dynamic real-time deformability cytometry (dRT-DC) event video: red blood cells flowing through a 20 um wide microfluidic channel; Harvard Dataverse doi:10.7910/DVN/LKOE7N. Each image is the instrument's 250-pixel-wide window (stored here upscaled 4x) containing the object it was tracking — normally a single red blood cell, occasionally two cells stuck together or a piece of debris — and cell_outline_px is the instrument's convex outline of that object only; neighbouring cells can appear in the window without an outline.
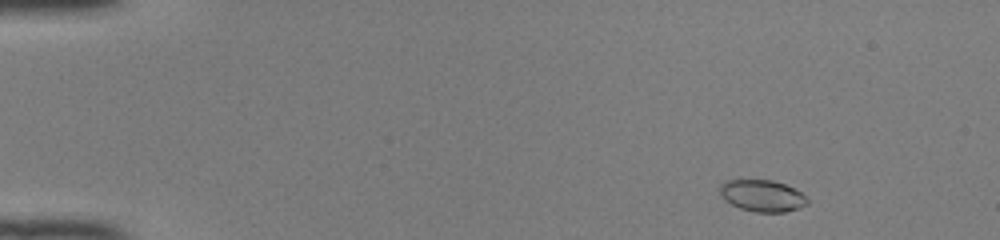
{"species": "common noctule bat (a hibernating species)", "species_latin": "Nyctalus noctula", "temperature_condition": "room temperature", "stored_images_in_passage": 47, "camera_frame_rate_fps": 3000, "um_per_image_px": 0.085, "animal": {"sex": "female", "body_mass_g": 22.0, "forearm_length_mm": 56.7}, "frame": {"image": 1, "passage_image": 3, "time_ms": 0.667, "image_size_px": [1000, 240], "cell_outline_px": [[808, 204], [784, 212], [756, 212], [740, 208], [724, 200], [720, 196], [720, 188], [724, 180], [772, 180], [784, 184], [800, 192], [808, 200]], "centroid_in_image_um": [64.75, 16.63], "position_along_channel_um": 20.2, "area_um2": 15.95}}
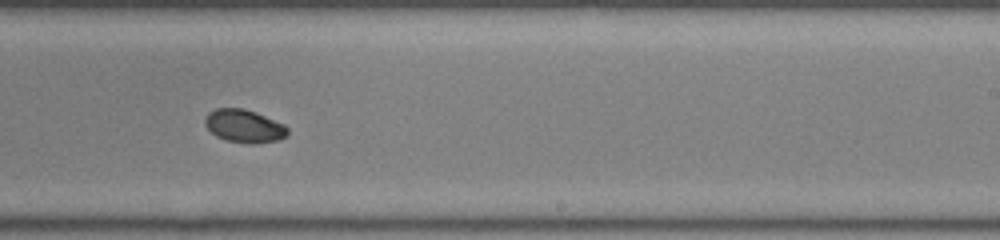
{"frame": {"image": 2, "passage_image": 29, "time_ms": 9.333, "image_size_px": [1000, 240], "cell_outline_px": [[288, 136], [280, 140], [252, 144], [248, 144], [224, 140], [216, 136], [204, 124], [204, 120], [208, 112], [216, 108], [244, 108], [256, 112], [284, 124], [288, 128]], "centroid_in_image_um": [20.77, 10.72], "position_along_channel_um": 268.2, "area_um2": 16.13}}
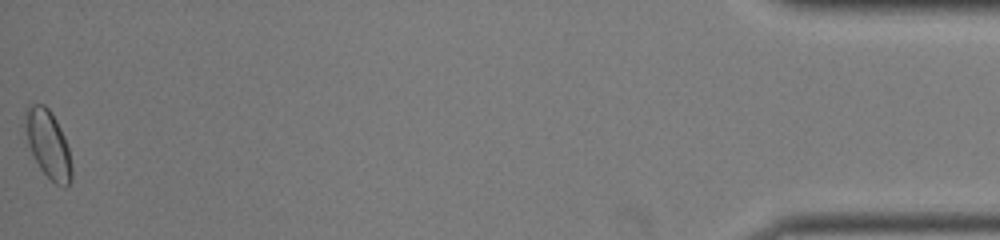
{"frame": {"image": 3, "passage_image": 47, "time_ms": 15.333, "image_size_px": [1000, 240], "cell_outline_px": [[72, 180], [64, 188], [56, 184], [40, 168], [28, 144], [24, 128], [24, 108], [28, 104], [44, 104], [48, 108], [56, 120], [64, 136], [68, 148], [72, 168]], "centroid_in_image_um": [4.07, 12.22], "position_along_channel_um": 431.1, "area_um2": 18.38}, "authors_computed_cell_mechanics": {"area_um2": 16.2418, "velocity_mm_per_s": 4.1186, "shape_relaxation_time_tau1_ms": 2.4771, "shape_relaxation_time_tau2_ms": null, "deformation_change_tau1": 0.1001, "deformation_change_tau2": null}}